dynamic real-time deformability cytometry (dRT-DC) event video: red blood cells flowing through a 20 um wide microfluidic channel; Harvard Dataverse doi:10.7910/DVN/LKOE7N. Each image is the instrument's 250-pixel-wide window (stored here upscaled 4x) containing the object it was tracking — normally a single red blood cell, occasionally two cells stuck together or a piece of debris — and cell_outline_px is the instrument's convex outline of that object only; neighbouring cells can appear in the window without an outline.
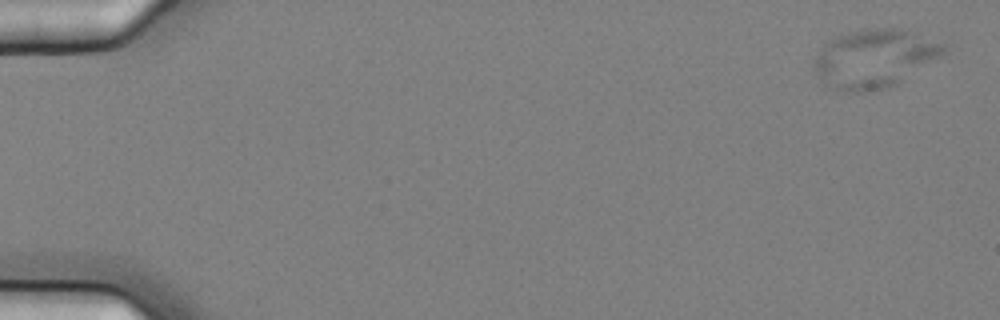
{"species": "common noctule bat (a hibernating species)", "species_latin": "Nyctalus noctula", "temperature_condition": "cold", "stored_images_in_passage": 5, "camera_frame_rate_fps": 3000, "um_per_image_px": 0.085, "animal": {"sex": "female", "body_mass_g": 25.1}, "frame": {"image": 1, "passage_image": 1, "time_ms": 0.0, "image_size_px": [1000, 320], "cell_outline_px": [[948, 48], [940, 56], [892, 84], [880, 88], [856, 92], [848, 92], [832, 88], [824, 84], [820, 80], [812, 68], [812, 60], [820, 48], [828, 40], [836, 36], [860, 28], [900, 28], [944, 44]], "centroid_in_image_um": [74.2, 4.93], "position_along_channel_um": 10.8, "area_um2": 43.41}}